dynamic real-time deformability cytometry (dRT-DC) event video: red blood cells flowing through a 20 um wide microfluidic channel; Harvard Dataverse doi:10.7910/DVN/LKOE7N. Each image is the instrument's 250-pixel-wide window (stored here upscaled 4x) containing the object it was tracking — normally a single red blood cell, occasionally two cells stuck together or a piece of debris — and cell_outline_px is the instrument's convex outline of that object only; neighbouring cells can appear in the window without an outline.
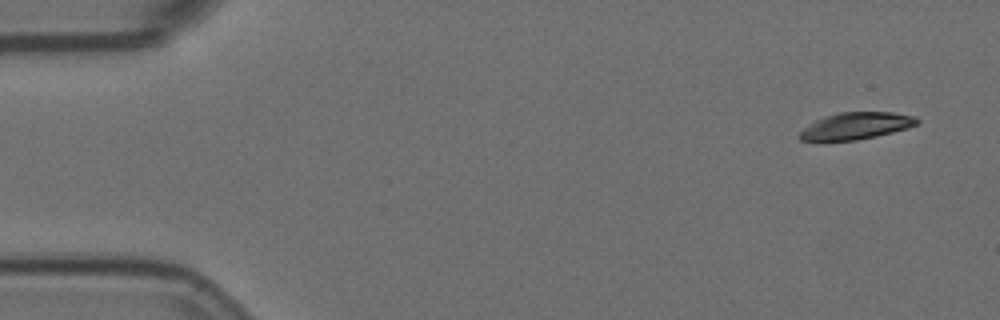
{"species": "Egyptian fruit bat (a non-hibernating species)", "species_latin": "Rousettus aegyptiacus", "temperature_condition": "room temperature", "stored_images_in_passage": 10, "camera_frame_rate_fps": 3000, "um_per_image_px": 0.085, "animal": {"sex": "female"}, "frame": {"image": 1, "passage_image": 1, "time_ms": 0.0, "image_size_px": [1000, 320], "cell_outline_px": [[920, 124], [908, 128], [876, 136], [856, 140], [800, 140], [796, 136], [808, 124], [824, 116], [836, 112], [892, 112], [916, 116], [920, 120]], "centroid_in_image_um": [72.79, 10.68], "position_along_channel_um": 12.2, "area_um2": 18.5}}
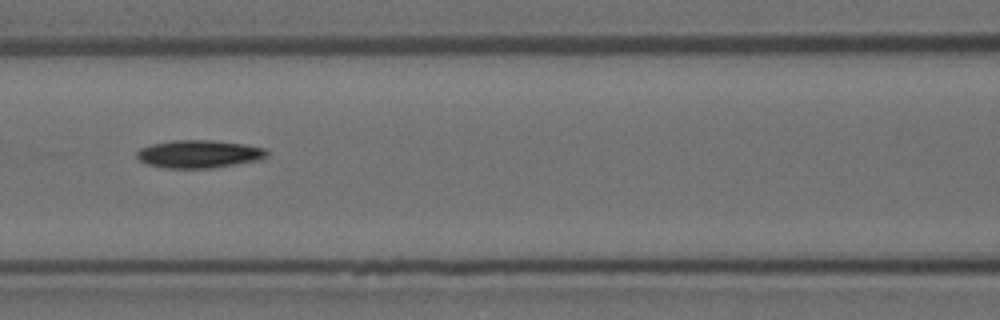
{"frame": {"image": 2, "passage_image": 6, "time_ms": 1.667, "image_size_px": [1000, 320], "cell_outline_px": [[268, 156], [256, 160], [212, 168], [164, 168], [148, 164], [140, 160], [136, 156], [136, 152], [140, 148], [152, 144], [172, 140], [212, 140], [244, 144], [264, 148], [268, 152]], "centroid_in_image_um": [16.88, 13.08], "position_along_channel_um": 149.7, "area_um2": 20.98}}
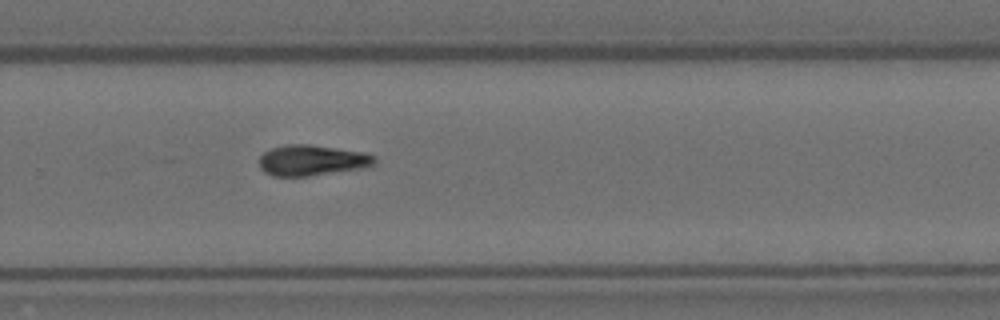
{"frame": {"image": 3, "passage_image": 10, "time_ms": 3.0, "image_size_px": [1000, 320], "cell_outline_px": [[376, 164], [364, 168], [308, 176], [272, 176], [264, 172], [260, 168], [260, 156], [264, 152], [272, 148], [284, 144], [308, 144], [360, 152], [376, 156]], "centroid_in_image_um": [26.5, 13.63], "position_along_channel_um": 303.3, "area_um2": 20.58}}